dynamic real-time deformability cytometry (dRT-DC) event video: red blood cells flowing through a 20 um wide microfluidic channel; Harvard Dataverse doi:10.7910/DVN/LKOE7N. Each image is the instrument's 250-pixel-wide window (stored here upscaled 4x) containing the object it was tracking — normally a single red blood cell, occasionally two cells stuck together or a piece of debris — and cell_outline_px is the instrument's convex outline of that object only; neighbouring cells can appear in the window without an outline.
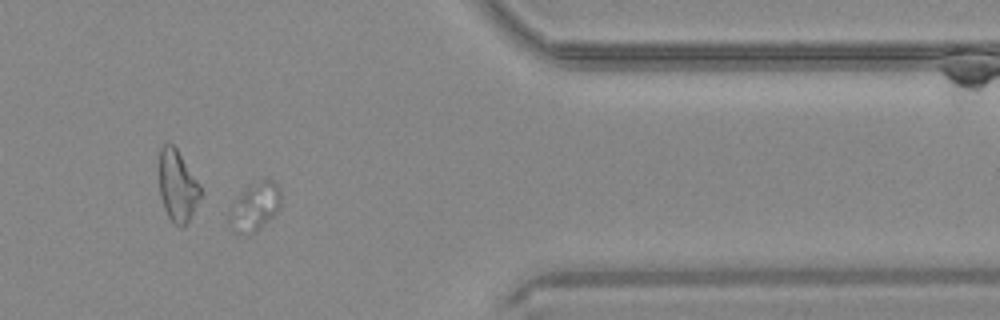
{"species": "common noctule bat (a hibernating species)", "species_latin": "Nyctalus noctula", "temperature_condition": "warm", "stored_images_in_passage": 46, "segment_of_instrument_passage": [2, 2], "camera_frame_rate_fps": 3000, "um_per_image_px": 0.085, "animal": {"sex": "male", "body_mass_g": 20.4}, "frame": {"image": 1, "passage_image": 37, "time_ms": 12.0, "image_size_px": [1000, 320], "cell_outline_px": [[280, 208], [256, 232], [252, 232], [228, 220], [228, 208], [248, 188], [260, 180], [272, 180], [280, 188]], "centroid_in_image_um": [21.74, 17.48], "position_along_channel_um": 389.7, "area_um2": 13.24}}